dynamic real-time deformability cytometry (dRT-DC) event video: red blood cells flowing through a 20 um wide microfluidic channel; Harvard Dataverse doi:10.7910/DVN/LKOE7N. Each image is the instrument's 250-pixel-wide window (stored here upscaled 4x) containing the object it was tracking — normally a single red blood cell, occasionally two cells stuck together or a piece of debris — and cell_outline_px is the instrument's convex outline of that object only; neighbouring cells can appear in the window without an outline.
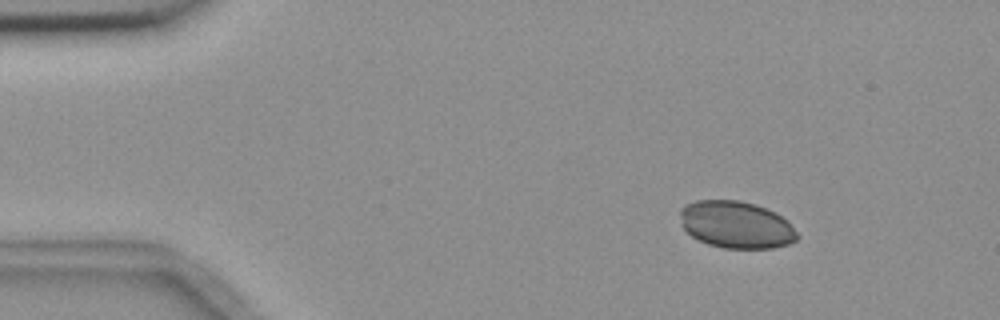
{"species": "common noctule bat (a hibernating species)", "species_latin": "Nyctalus noctula", "temperature_condition": "room temperature", "stored_images_in_passage": 5, "camera_frame_rate_fps": 3000, "um_per_image_px": 0.085, "animal": {"sex": "female", "body_mass_g": 18.4}, "frame": {"image": 1, "passage_image": 1, "time_ms": 0.0, "image_size_px": [1000, 320], "cell_outline_px": [[800, 236], [796, 240], [788, 244], [772, 248], [724, 248], [708, 244], [692, 236], [680, 224], [680, 208], [696, 200], [740, 200], [756, 204], [776, 212], [788, 220]], "centroid_in_image_um": [62.6, 19.09], "position_along_channel_um": 22.4, "area_um2": 32.37}}